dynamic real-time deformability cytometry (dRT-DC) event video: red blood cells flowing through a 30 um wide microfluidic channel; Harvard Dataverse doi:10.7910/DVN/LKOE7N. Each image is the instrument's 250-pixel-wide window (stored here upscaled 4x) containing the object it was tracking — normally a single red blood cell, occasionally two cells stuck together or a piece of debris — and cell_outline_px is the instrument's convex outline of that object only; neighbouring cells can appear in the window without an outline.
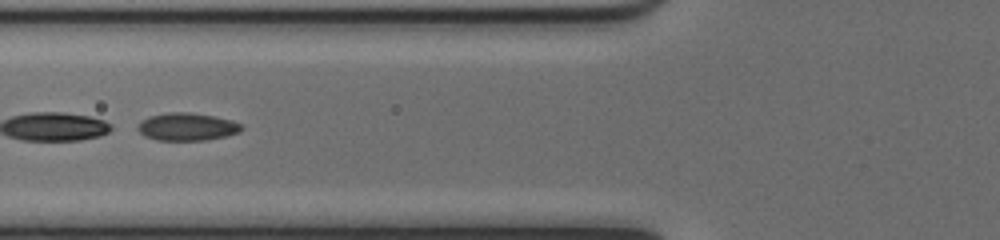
{"species": "common noctule bat (a hibernating species)", "species_latin": "Nyctalus noctula", "temperature_condition": "cold", "stored_images_in_passage": 50, "segment_of_instrument_passage": [2, 2], "camera_frame_rate_fps": 3000, "um_per_image_px": 0.085, "animal": {"sex": "female", "body_mass_g": 17.0, "forearm_length_mm": 48.0}, "frame": {"image": 1, "passage_image": 20, "time_ms": 6.333, "image_size_px": [1000, 240], "cell_outline_px": [[244, 128], [240, 132], [224, 136], [204, 140], [156, 140], [144, 136], [136, 128], [148, 116], [172, 112], [188, 112], [212, 116], [232, 120], [240, 124]], "centroid_in_image_um": [15.9, 10.78], "position_along_channel_um": 109.9, "area_um2": 16.53}}